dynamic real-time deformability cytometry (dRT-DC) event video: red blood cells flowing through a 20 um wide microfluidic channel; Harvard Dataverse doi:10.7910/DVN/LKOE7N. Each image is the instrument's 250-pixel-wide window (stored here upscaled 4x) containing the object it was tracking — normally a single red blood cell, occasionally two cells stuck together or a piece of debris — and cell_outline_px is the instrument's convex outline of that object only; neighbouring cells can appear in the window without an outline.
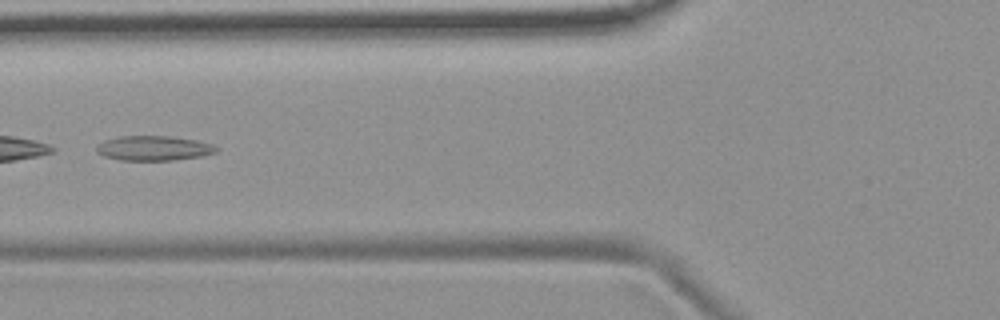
{"species": "common noctule bat (a hibernating species)", "species_latin": "Nyctalus noctula", "temperature_condition": "room temperature", "stored_images_in_passage": 3, "camera_frame_rate_fps": 3000, "um_per_image_px": 0.085, "animal": {"sex": "female", "body_mass_g": 19.9}, "frame": {"image": 1, "passage_image": 3, "time_ms": 2.333, "image_size_px": [1000, 320], "cell_outline_px": [[220, 148], [216, 152], [204, 156], [172, 160], [120, 160], [104, 156], [96, 152], [96, 148], [104, 140], [120, 136], [168, 136], [196, 140], [212, 144]], "centroid_in_image_um": [13.09, 12.6], "position_along_channel_um": 112.7, "area_um2": 17.28}}